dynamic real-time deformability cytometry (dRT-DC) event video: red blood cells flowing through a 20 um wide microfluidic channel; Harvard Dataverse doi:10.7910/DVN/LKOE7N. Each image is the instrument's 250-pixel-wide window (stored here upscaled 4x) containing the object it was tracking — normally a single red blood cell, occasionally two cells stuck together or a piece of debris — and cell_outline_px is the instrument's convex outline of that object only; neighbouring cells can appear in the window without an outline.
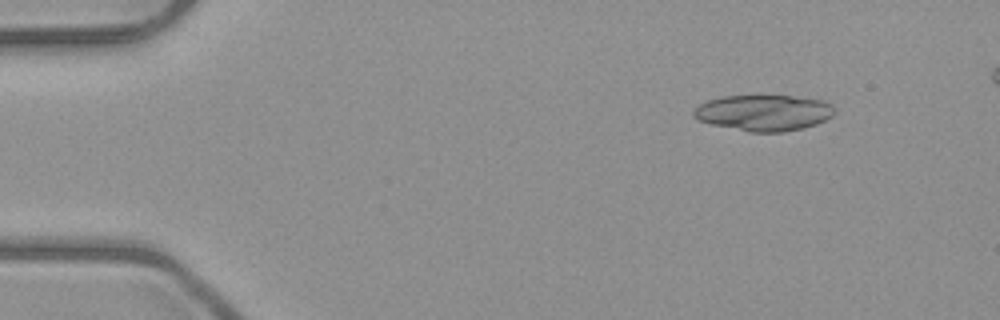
{"species": "common noctule bat (a hibernating species)", "species_latin": "Nyctalus noctula", "temperature_condition": "room temperature", "stored_images_in_passage": 6, "segment_of_instrument_passage": [1, 2], "camera_frame_rate_fps": 3000, "um_per_image_px": 0.085, "animal": {"sex": "male", "body_mass_g": 23.1, "forearm_length_mm": 52.7}, "frame": {"image": 1, "passage_image": 1, "time_ms": 0.0, "image_size_px": [1000, 320], "cell_outline_px": [[832, 116], [816, 124], [804, 128], [784, 132], [752, 132], [712, 124], [700, 120], [692, 116], [692, 112], [700, 104], [708, 100], [720, 96], [792, 96], [824, 100], [832, 104]], "centroid_in_image_um": [64.92, 9.58], "position_along_channel_um": 20.1, "area_um2": 29.36}}